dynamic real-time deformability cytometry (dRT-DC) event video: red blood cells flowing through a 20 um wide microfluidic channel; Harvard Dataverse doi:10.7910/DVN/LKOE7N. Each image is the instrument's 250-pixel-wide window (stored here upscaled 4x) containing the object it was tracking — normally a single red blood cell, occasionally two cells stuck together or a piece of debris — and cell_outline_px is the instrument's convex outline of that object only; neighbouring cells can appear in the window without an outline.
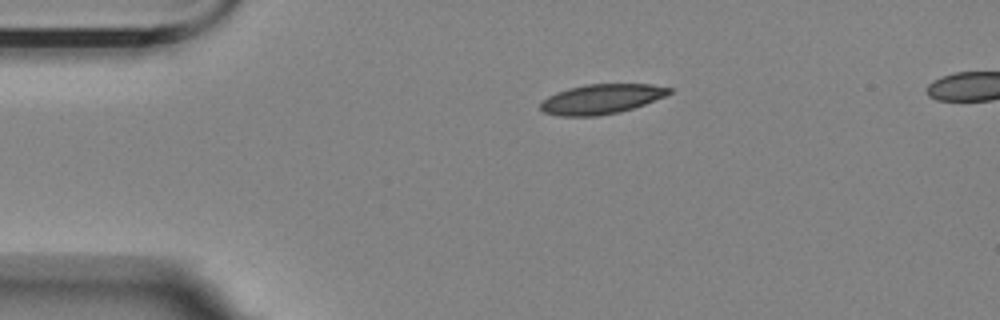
{"species": "Egyptian fruit bat (a non-hibernating species)", "species_latin": "Rousettus aegyptiacus", "temperature_condition": "room temperature", "stored_images_in_passage": 46, "camera_frame_rate_fps": 3000, "um_per_image_px": 0.085, "animal": {"sex": "female"}, "frame": {"image": 1, "passage_image": 1, "time_ms": 0.0, "image_size_px": [1000, 320], "cell_outline_px": [[672, 92], [664, 96], [644, 104], [620, 112], [596, 116], [560, 116], [544, 112], [540, 108], [540, 100], [556, 92], [568, 88], [584, 84], [652, 84], [672, 88]], "centroid_in_image_um": [51.08, 8.41], "position_along_channel_um": 33.9, "area_um2": 22.37}}
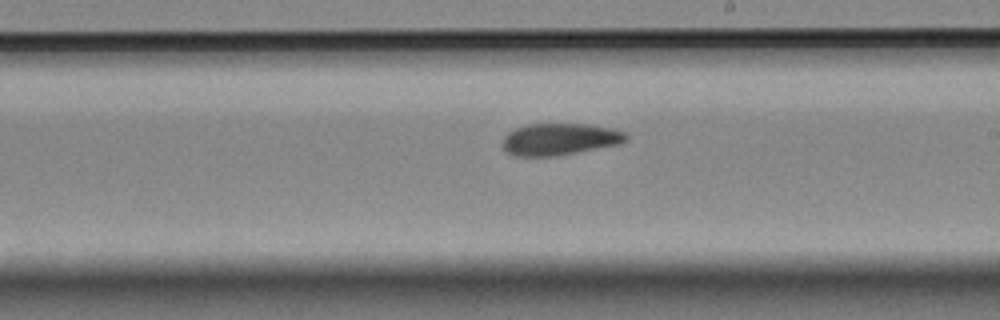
{"frame": {"image": 2, "passage_image": 22, "time_ms": 7.0, "image_size_px": [1000, 320], "cell_outline_px": [[628, 140], [620, 144], [576, 152], [552, 156], [512, 156], [504, 152], [504, 136], [508, 132], [516, 128], [528, 124], [588, 124], [612, 128], [624, 132], [628, 136]], "centroid_in_image_um": [47.57, 11.83], "position_along_channel_um": 241.4, "area_um2": 22.89}}
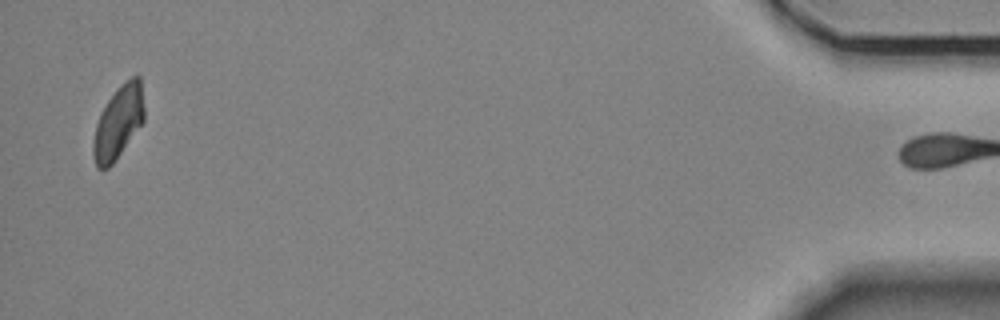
{"frame": {"image": 3, "passage_image": 45, "time_ms": 14.667, "image_size_px": [1000, 320], "cell_outline_px": [[144, 120], [116, 160], [108, 168], [96, 168], [92, 152], [92, 144], [96, 124], [100, 112], [116, 88], [120, 84], [132, 76], [140, 76], [144, 108]], "centroid_in_image_um": [10.04, 10.39], "position_along_channel_um": 425.2, "area_um2": 21.68}, "authors_computed_cell_mechanics": {"area_um2": 22.9177, "velocity_mm_per_s": 3.5023, "shape_relaxation_time_tau1_ms": 11.2322, "shape_relaxation_time_tau2_ms": 4.7905, "deformation_change_tau1": 0.1926, "deformation_change_tau2": 0.0863}}